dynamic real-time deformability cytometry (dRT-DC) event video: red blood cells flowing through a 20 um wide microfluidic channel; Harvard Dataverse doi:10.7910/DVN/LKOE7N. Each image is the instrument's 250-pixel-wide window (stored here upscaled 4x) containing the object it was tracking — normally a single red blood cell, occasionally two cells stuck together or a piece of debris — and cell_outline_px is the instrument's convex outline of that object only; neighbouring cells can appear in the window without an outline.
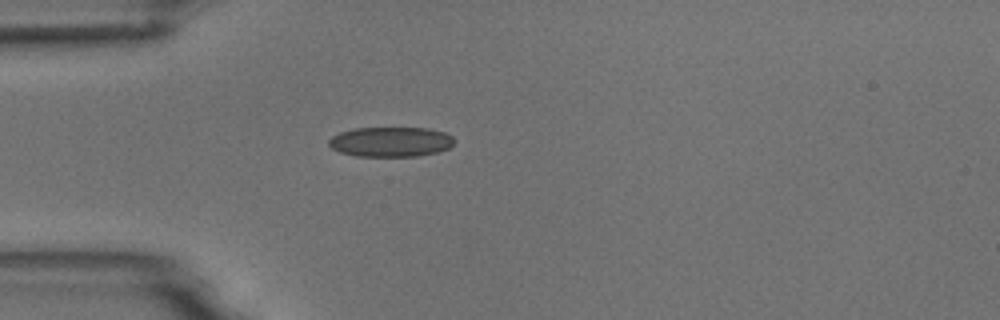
{"species": "common noctule bat (a hibernating species)", "species_latin": "Nyctalus noctula", "temperature_condition": "room temperature", "stored_images_in_passage": 1, "camera_frame_rate_fps": 3000, "um_per_image_px": 0.085, "animal": {"sex": "male", "body_mass_g": 18.8}, "frame": {"image": 1, "passage_image": 1, "time_ms": 0.0, "image_size_px": [1000, 320], "cell_outline_px": [[456, 140], [448, 148], [436, 152], [416, 156], [356, 156], [340, 152], [332, 148], [328, 144], [328, 140], [332, 136], [340, 132], [356, 128], [428, 128], [444, 132], [452, 136]], "centroid_in_image_um": [33.2, 12.05], "position_along_channel_um": 51.8, "area_um2": 21.79}}